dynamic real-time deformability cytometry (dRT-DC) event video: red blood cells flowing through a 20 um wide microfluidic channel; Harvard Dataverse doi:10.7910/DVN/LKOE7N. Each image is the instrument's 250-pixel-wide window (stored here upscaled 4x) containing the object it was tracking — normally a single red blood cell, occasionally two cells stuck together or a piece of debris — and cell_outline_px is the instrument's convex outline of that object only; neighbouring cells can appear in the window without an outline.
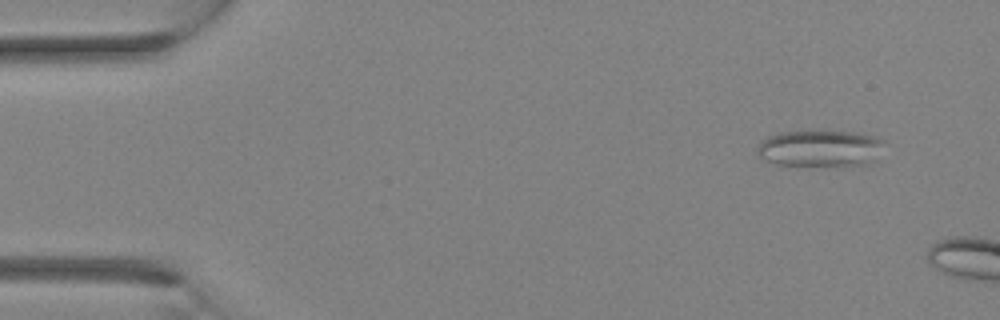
{"species": "Egyptian fruit bat (a non-hibernating species)", "species_latin": "Rousettus aegyptiacus", "temperature_condition": "room temperature", "stored_images_in_passage": 4, "camera_frame_rate_fps": 3000, "um_per_image_px": 0.085, "animal": {"sex": "female"}, "frame": {"image": 1, "passage_image": 1, "time_ms": 0.0, "image_size_px": [1000, 320], "cell_outline_px": [[888, 144], [876, 160], [868, 164], [840, 168], [776, 164], [764, 160], [756, 156], [756, 148], [768, 136], [780, 132], [820, 128], [860, 132], [876, 136], [884, 140]], "centroid_in_image_um": [69.81, 12.6], "position_along_channel_um": 15.2, "area_um2": 29.42}}